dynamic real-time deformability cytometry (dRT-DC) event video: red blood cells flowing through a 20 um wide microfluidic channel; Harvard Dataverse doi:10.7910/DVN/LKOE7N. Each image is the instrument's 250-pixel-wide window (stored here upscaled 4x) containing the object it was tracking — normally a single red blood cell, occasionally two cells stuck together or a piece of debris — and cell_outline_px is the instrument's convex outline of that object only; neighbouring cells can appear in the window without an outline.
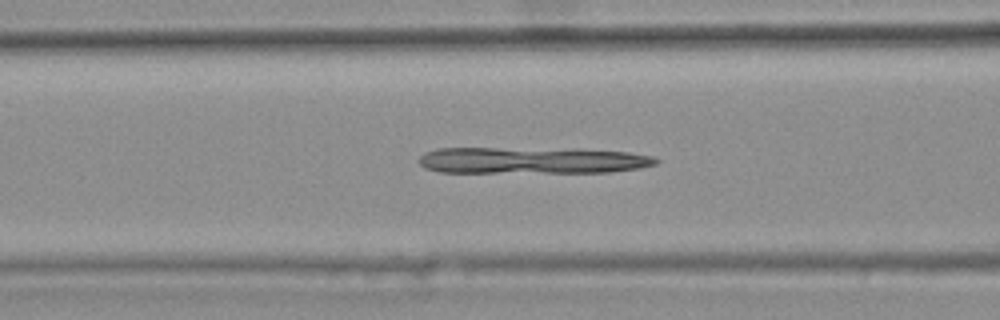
{"species": "common noctule bat (a hibernating species)", "species_latin": "Nyctalus noctula", "temperature_condition": "warm", "stored_images_in_passage": 41, "camera_frame_rate_fps": 3000, "um_per_image_px": 0.085, "animal": {"sex": "female", "body_mass_g": 25.1}, "frame": {"image": 1, "passage_image": 16, "time_ms": 5.0, "image_size_px": [1000, 320], "cell_outline_px": [[660, 160], [656, 164], [640, 168], [608, 172], [440, 172], [424, 168], [416, 160], [424, 152], [436, 148], [580, 148], [628, 152], [652, 156]], "centroid_in_image_um": [45.21, 13.62], "position_along_channel_um": 121.4, "area_um2": 37.22}}